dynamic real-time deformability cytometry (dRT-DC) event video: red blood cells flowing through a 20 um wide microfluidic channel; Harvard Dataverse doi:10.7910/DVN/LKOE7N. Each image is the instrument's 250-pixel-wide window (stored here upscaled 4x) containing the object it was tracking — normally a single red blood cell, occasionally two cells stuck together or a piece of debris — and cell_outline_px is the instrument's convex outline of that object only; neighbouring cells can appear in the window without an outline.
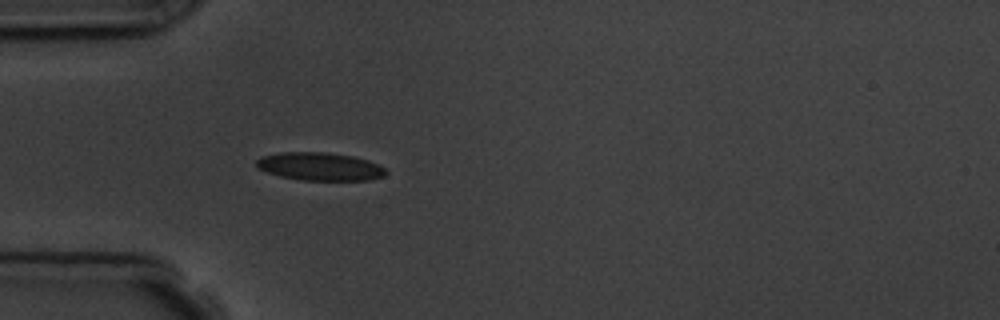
{"species": "common noctule bat (a hibernating species)", "species_latin": "Nyctalus noctula", "temperature_condition": "room temperature", "stored_images_in_passage": 1, "camera_frame_rate_fps": 3000, "um_per_image_px": 0.085, "animal": {"sex": "male", "body_mass_g": 19.5, "forearm_length_mm": 54.6}, "frame": {"image": 1, "passage_image": 1, "time_ms": 0.0, "image_size_px": [1000, 320], "cell_outline_px": [[388, 172], [384, 176], [368, 180], [300, 180], [280, 176], [256, 168], [256, 160], [260, 156], [280, 152], [324, 152], [352, 156], [368, 160], [380, 164]], "centroid_in_image_um": [27.18, 14.15], "position_along_channel_um": 57.8, "area_um2": 21.27}}